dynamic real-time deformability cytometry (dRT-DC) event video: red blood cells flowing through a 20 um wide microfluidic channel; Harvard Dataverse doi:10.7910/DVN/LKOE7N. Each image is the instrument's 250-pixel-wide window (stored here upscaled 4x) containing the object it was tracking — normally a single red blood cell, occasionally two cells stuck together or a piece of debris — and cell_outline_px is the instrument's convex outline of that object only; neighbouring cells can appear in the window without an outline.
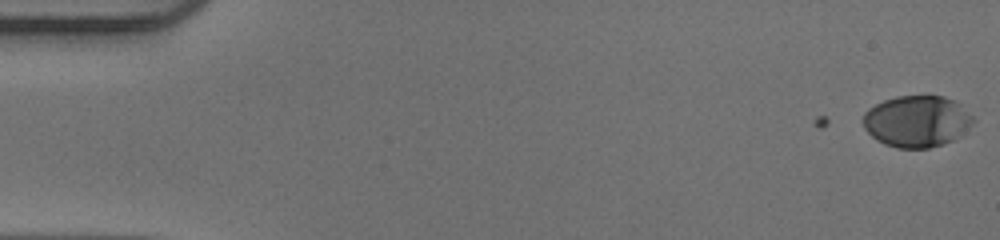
{"species": "human", "species_latin": "Homo sapiens", "temperature_condition": "warm", "stored_images_in_passage": 52, "camera_frame_rate_fps": 3000, "um_per_image_px": 0.085, "donor": {"sex": "male"}, "frame": {"image": 1, "passage_image": 1, "time_ms": 0.0, "image_size_px": [1000, 240], "cell_outline_px": [[976, 120], [972, 124], [952, 140], [944, 144], [928, 148], [896, 148], [884, 144], [876, 140], [864, 128], [860, 120], [864, 112], [868, 108], [884, 100], [896, 96], [944, 96], [952, 100], [972, 116]], "centroid_in_image_um": [77.86, 10.32], "position_along_channel_um": 7.1, "area_um2": 32.95}}
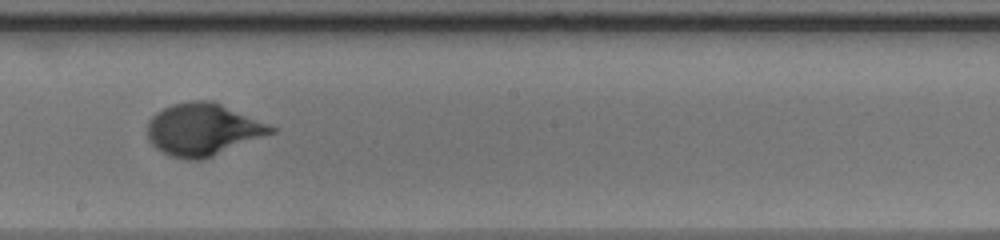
{"frame": {"image": 2, "passage_image": 30, "time_ms": 9.667, "image_size_px": [1000, 240], "cell_outline_px": [[276, 132], [212, 156], [200, 160], [184, 160], [168, 156], [156, 148], [148, 140], [148, 120], [156, 112], [172, 104], [192, 100], [212, 100], [268, 124], [276, 128]], "centroid_in_image_um": [17.22, 11.01], "position_along_channel_um": 231.0, "area_um2": 37.57}}
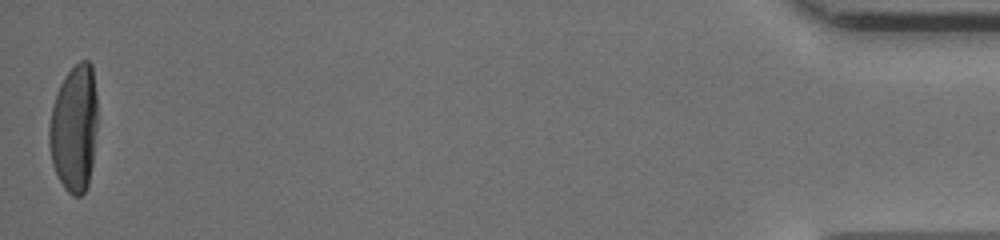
{"frame": {"image": 3, "passage_image": 52, "time_ms": 17.0, "image_size_px": [1000, 240], "cell_outline_px": [[96, 132], [92, 164], [88, 188], [80, 196], [72, 196], [64, 188], [52, 164], [48, 140], [48, 128], [52, 108], [56, 92], [64, 76], [80, 60], [88, 60], [92, 64], [96, 96]], "centroid_in_image_um": [6.3, 10.91], "position_along_channel_um": 428.9, "area_um2": 35.95}, "authors_computed_cell_mechanics": {"area_um2": 35.1135, "velocity_mm_per_s": 3.9715, "shape_relaxation_time_tau1_ms": 4.1728, "shape_relaxation_time_tau2_ms": null, "deformation_change_tau1": 0.2229, "deformation_change_tau2": null}}